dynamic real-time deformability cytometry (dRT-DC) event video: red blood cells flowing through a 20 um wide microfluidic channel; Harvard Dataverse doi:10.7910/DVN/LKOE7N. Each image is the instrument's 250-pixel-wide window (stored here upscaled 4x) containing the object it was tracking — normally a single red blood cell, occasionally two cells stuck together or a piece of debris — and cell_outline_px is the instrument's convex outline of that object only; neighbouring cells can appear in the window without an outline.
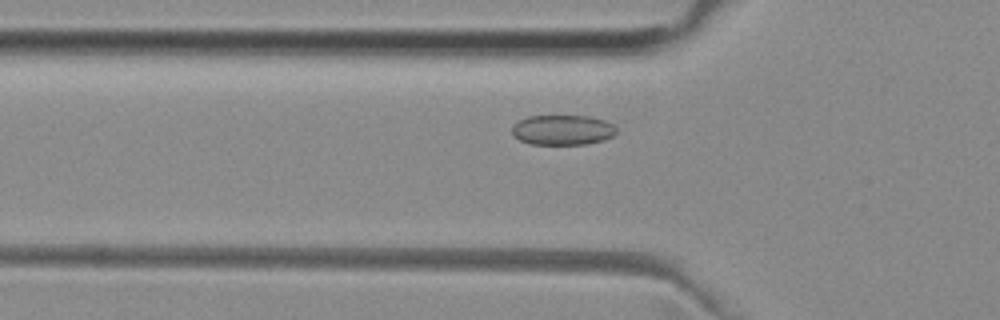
{"species": "common noctule bat (a hibernating species)", "species_latin": "Nyctalus noctula", "temperature_condition": "room temperature", "stored_images_in_passage": 50, "camera_frame_rate_fps": 3000, "um_per_image_px": 0.085, "animal": {"sex": "female", "body_mass_g": 29.2, "forearm_length_mm": 56.3}, "frame": {"image": 1, "passage_image": 15, "time_ms": 4.667, "image_size_px": [1000, 320], "cell_outline_px": [[616, 132], [612, 136], [604, 140], [588, 144], [532, 144], [520, 140], [512, 132], [512, 124], [528, 116], [592, 116], [604, 120], [612, 124], [616, 128]], "centroid_in_image_um": [47.83, 11.04], "position_along_channel_um": 78.0, "area_um2": 18.26}}
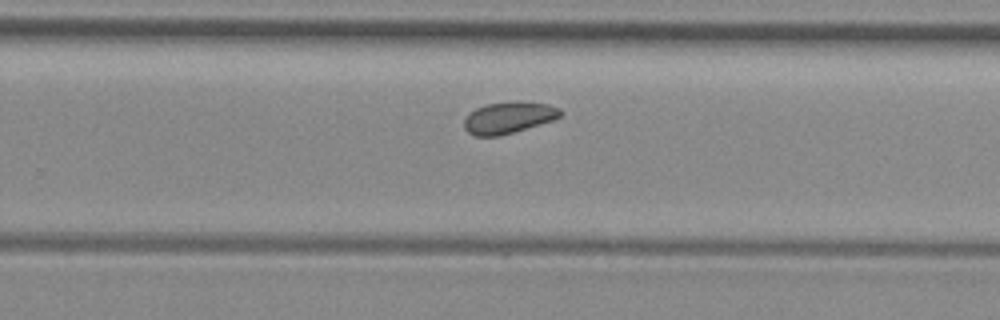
{"frame": {"image": 2, "passage_image": 31, "time_ms": 10.0, "image_size_px": [1000, 320], "cell_outline_px": [[564, 112], [560, 116], [552, 120], [500, 136], [476, 136], [468, 132], [464, 128], [464, 120], [468, 112], [476, 108], [488, 104], [548, 104], [560, 108]], "centroid_in_image_um": [43.18, 10.04], "position_along_channel_um": 286.6, "area_um2": 16.94}}
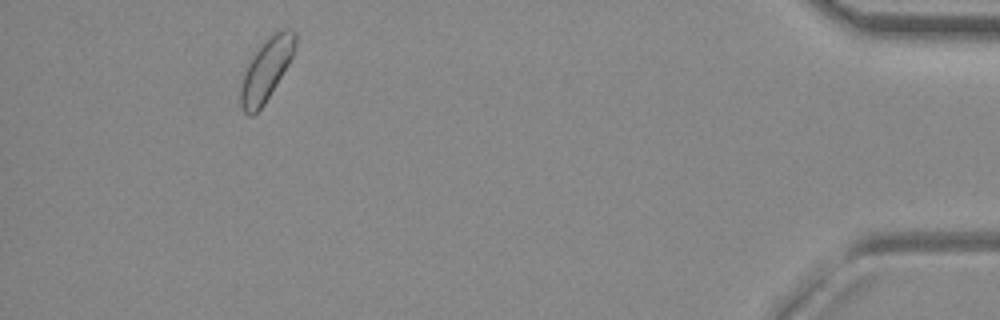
{"frame": {"image": 3, "passage_image": 46, "time_ms": 15.0, "image_size_px": [1000, 320], "cell_outline_px": [[296, 48], [288, 64], [264, 104], [252, 116], [248, 116], [244, 112], [240, 104], [240, 84], [244, 72], [252, 52], [276, 32], [284, 28], [288, 28], [296, 32]], "centroid_in_image_um": [22.61, 5.91], "position_along_channel_um": 412.6, "area_um2": 19.71}, "authors_computed_cell_mechanics": {"area_um2": 18.6405, "velocity_mm_per_s": 3.9082, "shape_relaxation_time_tau1_ms": null, "shape_relaxation_time_tau2_ms": 4.1006, "deformation_change_tau1": null, "deformation_change_tau2": 0.0768}}